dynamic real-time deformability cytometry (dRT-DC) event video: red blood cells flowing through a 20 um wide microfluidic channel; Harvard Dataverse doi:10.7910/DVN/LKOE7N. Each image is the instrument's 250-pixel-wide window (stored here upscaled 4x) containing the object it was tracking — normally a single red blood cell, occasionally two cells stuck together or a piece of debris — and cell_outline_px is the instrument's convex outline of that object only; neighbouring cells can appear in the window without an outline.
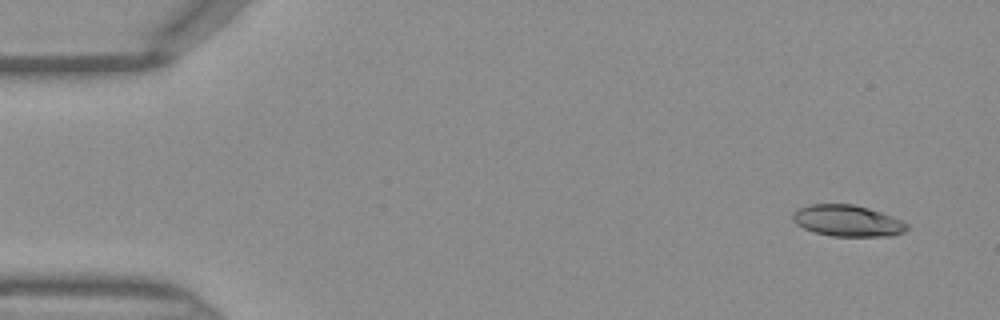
{"species": "Egyptian fruit bat (a non-hibernating species)", "species_latin": "Rousettus aegyptiacus", "temperature_condition": "warm", "stored_images_in_passage": 46, "camera_frame_rate_fps": 3000, "um_per_image_px": 0.085, "frame": {"image": 1, "passage_image": 3, "time_ms": 0.667, "image_size_px": [1000, 320], "cell_outline_px": [[908, 228], [904, 232], [892, 236], [832, 236], [816, 232], [804, 228], [796, 224], [792, 220], [792, 216], [800, 208], [808, 204], [852, 204], [868, 208], [892, 216], [908, 224]], "centroid_in_image_um": [72.05, 18.77], "position_along_channel_um": 13.0, "area_um2": 20.69}}
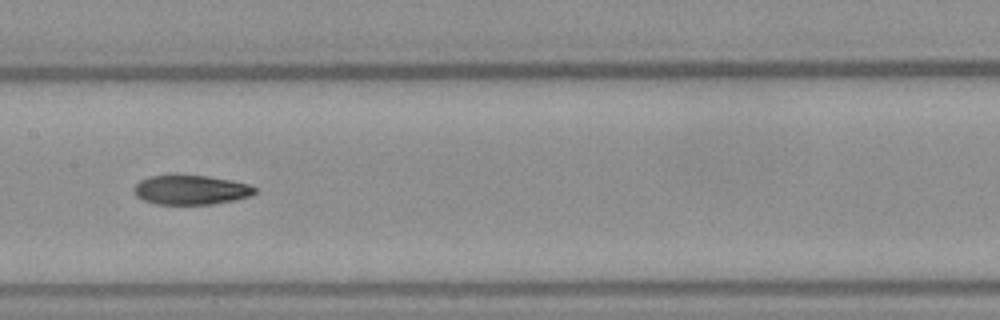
{"frame": {"image": 2, "passage_image": 23, "time_ms": 7.333, "image_size_px": [1000, 320], "cell_outline_px": [[256, 192], [252, 196], [212, 204], [156, 204], [144, 200], [136, 196], [132, 188], [140, 180], [148, 176], [176, 172], [208, 176], [232, 180], [252, 184], [256, 188]], "centroid_in_image_um": [16.2, 16.09], "position_along_channel_um": 191.2, "area_um2": 21.56}}
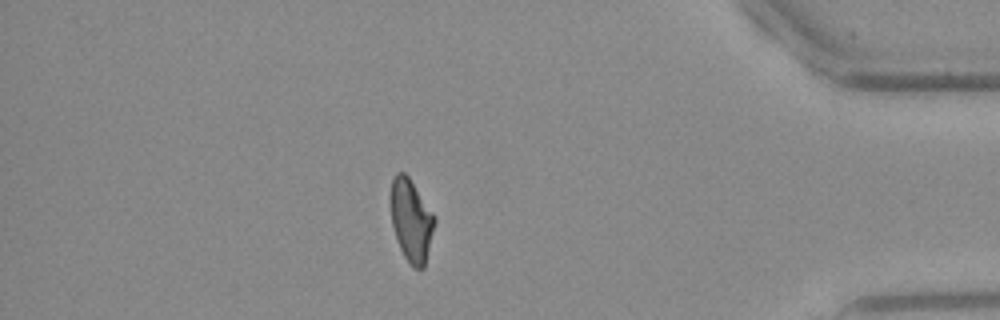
{"frame": {"image": 3, "passage_image": 40, "time_ms": 13.0, "image_size_px": [1000, 320], "cell_outline_px": [[436, 220], [424, 268], [420, 272], [412, 268], [404, 256], [400, 248], [392, 224], [388, 200], [388, 196], [392, 180], [396, 172], [404, 172], [408, 176], [436, 216]], "centroid_in_image_um": [34.93, 18.72], "position_along_channel_um": 400.3, "area_um2": 21.62}}